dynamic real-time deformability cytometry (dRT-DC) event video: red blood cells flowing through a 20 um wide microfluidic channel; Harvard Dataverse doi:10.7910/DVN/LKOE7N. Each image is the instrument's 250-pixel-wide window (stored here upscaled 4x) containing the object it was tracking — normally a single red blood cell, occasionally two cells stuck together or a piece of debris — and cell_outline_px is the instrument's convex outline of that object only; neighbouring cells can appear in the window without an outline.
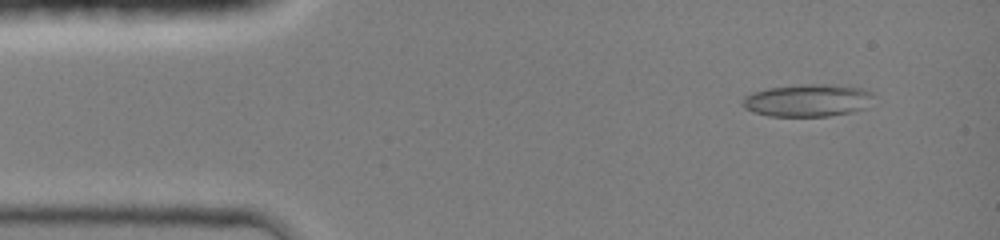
{"species": "common noctule bat (a hibernating species)", "species_latin": "Nyctalus noctula", "temperature_condition": "room temperature", "stored_images_in_passage": 7, "camera_frame_rate_fps": 3000, "um_per_image_px": 0.085, "animal": {"sex": "female", "body_mass_g": 19.0, "forearm_length_mm": 51.5}, "frame": {"image": 1, "passage_image": 2, "time_ms": 0.667, "image_size_px": [1000, 240], "cell_outline_px": [[872, 96], [868, 108], [852, 112], [828, 116], [768, 116], [752, 112], [744, 108], [740, 104], [744, 96], [752, 92], [768, 88], [800, 84], [828, 84], [860, 88], [872, 92]], "centroid_in_image_um": [68.61, 8.54], "position_along_channel_um": 16.4, "area_um2": 25.03}}
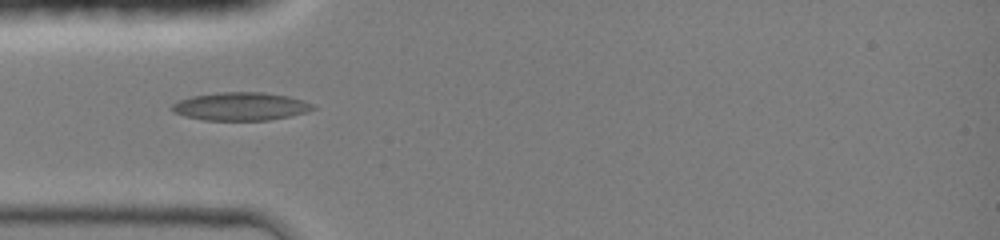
{"frame": {"image": 2, "passage_image": 6, "time_ms": 3.667, "image_size_px": [1000, 240], "cell_outline_px": [[316, 108], [308, 112], [268, 120], [204, 120], [184, 116], [172, 112], [168, 108], [172, 104], [180, 100], [192, 96], [220, 92], [264, 92], [288, 96], [304, 100], [312, 104]], "centroid_in_image_um": [20.43, 9.04], "position_along_channel_um": 64.6, "area_um2": 23.18}}